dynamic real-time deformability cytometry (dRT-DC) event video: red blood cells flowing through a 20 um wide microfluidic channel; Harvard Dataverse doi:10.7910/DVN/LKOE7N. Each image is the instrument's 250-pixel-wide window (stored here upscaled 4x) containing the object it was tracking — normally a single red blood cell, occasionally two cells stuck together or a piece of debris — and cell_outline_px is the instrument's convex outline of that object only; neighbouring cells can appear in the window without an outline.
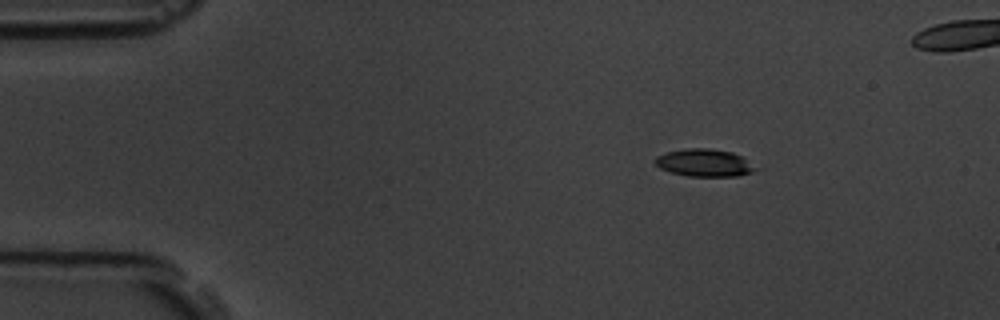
{"species": "common noctule bat (a hibernating species)", "species_latin": "Nyctalus noctula", "temperature_condition": "room temperature", "stored_images_in_passage": 47, "camera_frame_rate_fps": 3000, "um_per_image_px": 0.085, "animal": {"sex": "male", "body_mass_g": 19.5, "forearm_length_mm": 54.6}, "frame": {"image": 1, "passage_image": 1, "time_ms": 0.0, "image_size_px": [1000, 320], "cell_outline_px": [[756, 168], [752, 172], [740, 176], [688, 176], [672, 172], [660, 168], [652, 160], [656, 156], [668, 152], [684, 148], [712, 148], [732, 152], [740, 156]], "centroid_in_image_um": [59.82, 13.83], "position_along_channel_um": 25.2, "area_um2": 15.95}}
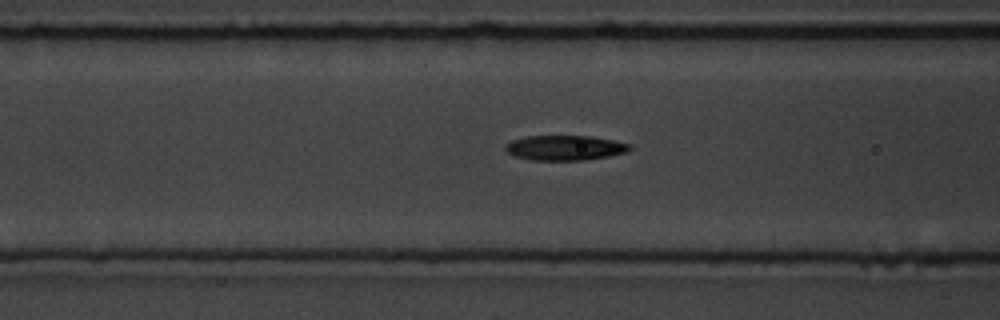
{"frame": {"image": 2, "passage_image": 15, "time_ms": 4.667, "image_size_px": [1000, 320], "cell_outline_px": [[632, 148], [628, 152], [608, 156], [584, 160], [532, 160], [516, 156], [508, 152], [504, 148], [504, 144], [512, 140], [528, 136], [588, 136], [612, 140], [632, 144]], "centroid_in_image_um": [48.03, 12.56], "position_along_channel_um": 118.6, "area_um2": 18.03}}
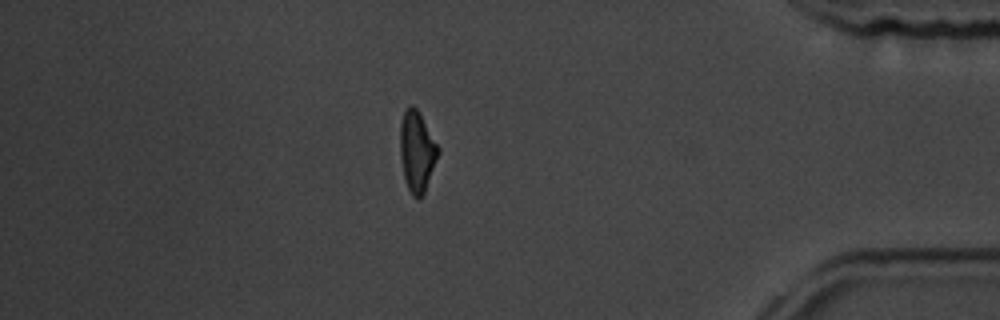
{"frame": {"image": 3, "passage_image": 42, "time_ms": 13.667, "image_size_px": [1000, 320], "cell_outline_px": [[440, 152], [424, 192], [416, 200], [412, 196], [404, 180], [400, 156], [400, 124], [404, 112], [408, 104], [412, 104], [420, 112], [440, 148]], "centroid_in_image_um": [35.44, 12.84], "position_along_channel_um": 399.8, "area_um2": 18.09}}